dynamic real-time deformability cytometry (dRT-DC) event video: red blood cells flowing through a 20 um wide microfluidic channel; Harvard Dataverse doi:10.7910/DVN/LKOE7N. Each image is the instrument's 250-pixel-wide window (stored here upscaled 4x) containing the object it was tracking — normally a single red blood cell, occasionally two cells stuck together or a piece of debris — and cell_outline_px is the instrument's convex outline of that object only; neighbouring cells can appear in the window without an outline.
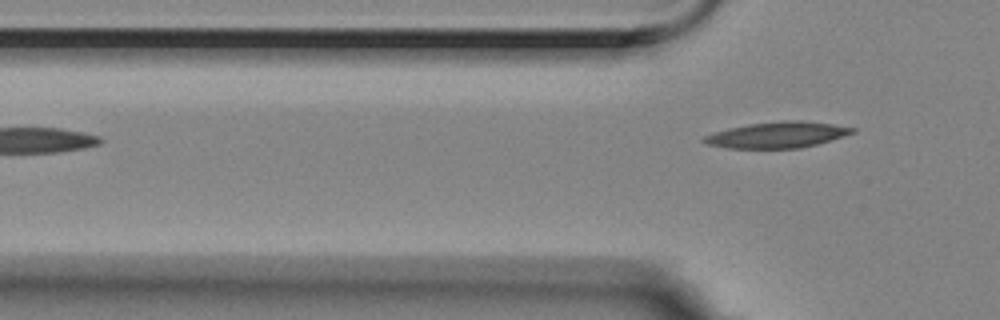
{"species": "Egyptian fruit bat (a non-hibernating species)", "species_latin": "Rousettus aegyptiacus", "temperature_condition": "room temperature", "stored_images_in_passage": 2, "camera_frame_rate_fps": 3000, "um_per_image_px": 0.085, "animal": {"sex": "female"}, "frame": {"image": 1, "passage_image": 2, "time_ms": 0.333, "image_size_px": [1000, 320], "cell_outline_px": [[856, 132], [844, 136], [816, 144], [800, 148], [724, 148], [708, 144], [700, 140], [704, 136], [728, 128], [748, 124], [780, 120], [800, 120], [832, 124], [856, 128]], "centroid_in_image_um": [66.07, 11.46], "position_along_channel_um": 59.7, "area_um2": 22.48}}